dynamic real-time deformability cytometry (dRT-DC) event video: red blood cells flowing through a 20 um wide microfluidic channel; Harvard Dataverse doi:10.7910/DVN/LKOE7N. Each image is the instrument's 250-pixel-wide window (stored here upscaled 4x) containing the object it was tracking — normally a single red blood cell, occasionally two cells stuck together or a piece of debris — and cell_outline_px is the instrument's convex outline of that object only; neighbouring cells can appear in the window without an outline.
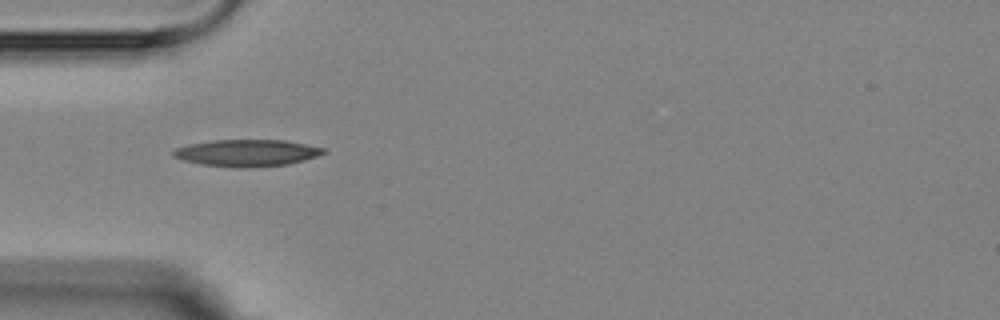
{"species": "Egyptian fruit bat (a non-hibernating species)", "species_latin": "Rousettus aegyptiacus", "temperature_condition": "room temperature", "stored_images_in_passage": 2, "camera_frame_rate_fps": 3000, "um_per_image_px": 0.085, "animal": {"sex": "female"}, "frame": {"image": 1, "passage_image": 1, "time_ms": 0.0, "image_size_px": [1000, 320], "cell_outline_px": [[328, 152], [304, 160], [288, 164], [244, 168], [240, 168], [200, 164], [184, 160], [172, 156], [172, 152], [176, 148], [188, 144], [212, 140], [284, 140], [324, 148]], "centroid_in_image_um": [20.97, 13.0], "position_along_channel_um": 64.0, "area_um2": 23.41}}
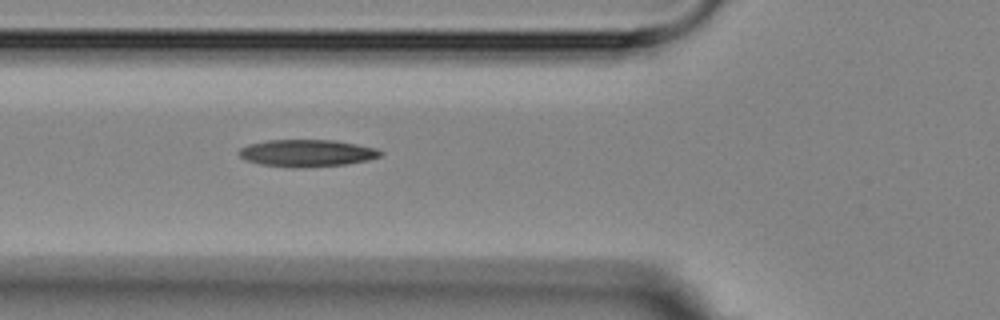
{"frame": {"image": 2, "passage_image": 2, "time_ms": 1.0, "image_size_px": [1000, 320], "cell_outline_px": [[384, 152], [380, 156], [368, 160], [344, 164], [292, 168], [260, 164], [248, 160], [240, 156], [236, 152], [240, 148], [248, 144], [268, 140], [336, 140], [376, 148]], "centroid_in_image_um": [26.07, 13.0], "position_along_channel_um": 99.7, "area_um2": 22.25}}